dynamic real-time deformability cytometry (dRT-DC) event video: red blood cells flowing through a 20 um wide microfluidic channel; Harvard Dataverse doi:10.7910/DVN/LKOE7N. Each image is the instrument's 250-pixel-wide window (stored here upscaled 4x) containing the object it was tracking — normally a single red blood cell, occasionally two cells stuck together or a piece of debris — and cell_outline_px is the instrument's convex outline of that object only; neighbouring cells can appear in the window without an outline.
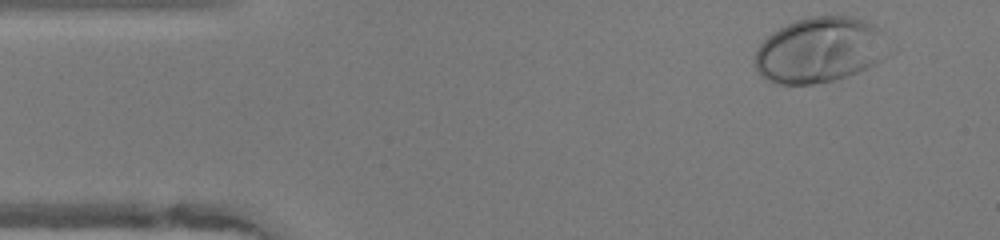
{"species": "human", "species_latin": "Homo sapiens", "temperature_condition": "warm", "stored_images_in_passage": 37, "camera_frame_rate_fps": 3000, "um_per_image_px": 0.085, "donor": {"sex": "female"}, "frame": {"image": 1, "passage_image": 2, "time_ms": 0.333, "image_size_px": [1000, 240], "cell_outline_px": [[896, 52], [876, 64], [868, 68], [848, 76], [832, 80], [812, 84], [776, 84], [760, 76], [756, 72], [756, 52], [760, 44], [772, 32], [796, 20], [808, 16], [852, 16], [876, 24], [880, 28]], "centroid_in_image_um": [69.79, 4.25], "position_along_channel_um": 15.2, "area_um2": 52.02}}
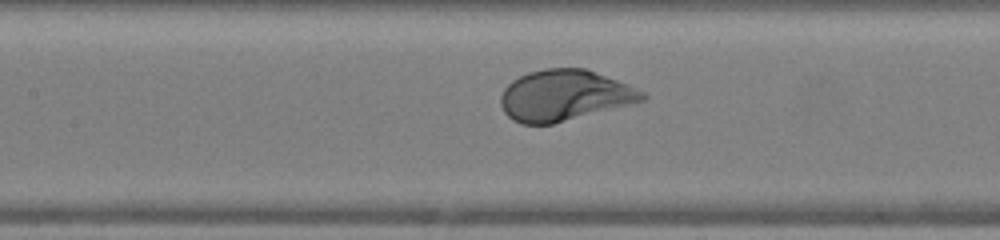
{"frame": {"image": 2, "passage_image": 19, "time_ms": 6.0, "image_size_px": [1000, 240], "cell_outline_px": [[648, 96], [644, 100], [632, 104], [552, 124], [520, 124], [512, 120], [504, 112], [500, 104], [500, 96], [504, 88], [512, 80], [528, 72], [544, 68], [584, 68], [628, 84], [644, 92]], "centroid_in_image_um": [47.95, 8.11], "position_along_channel_um": 159.4, "area_um2": 42.02}}
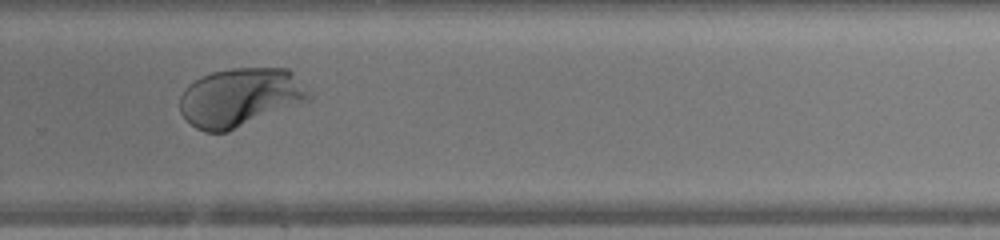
{"frame": {"image": 3, "passage_image": 30, "time_ms": 9.667, "image_size_px": [1000, 240], "cell_outline_px": [[312, 96], [308, 100], [300, 104], [228, 132], [204, 132], [196, 128], [180, 112], [180, 96], [184, 88], [188, 84], [200, 76], [212, 72], [232, 68], [288, 68], [292, 72]], "centroid_in_image_um": [20.39, 8.27], "position_along_channel_um": 309.4, "area_um2": 44.1}, "authors_computed_cell_mechanics": {"area_um2": 42.772, "velocity_mm_per_s": 4.1121, "shape_relaxation_time_tau1_ms": 2.1819, "shape_relaxation_time_tau2_ms": null, "deformation_change_tau1": 0.1591, "deformation_change_tau2": null}}